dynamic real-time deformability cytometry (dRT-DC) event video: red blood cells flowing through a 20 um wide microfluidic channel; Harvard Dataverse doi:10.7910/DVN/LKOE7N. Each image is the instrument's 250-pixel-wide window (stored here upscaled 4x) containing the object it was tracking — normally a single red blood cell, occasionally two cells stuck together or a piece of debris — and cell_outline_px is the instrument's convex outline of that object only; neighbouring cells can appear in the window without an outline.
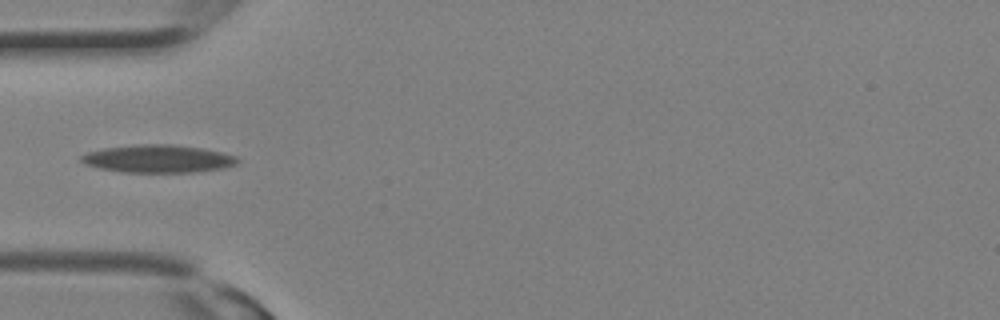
{"species": "Egyptian fruit bat (a non-hibernating species)", "species_latin": "Rousettus aegyptiacus", "temperature_condition": "room temperature", "stored_images_in_passage": 12, "camera_frame_rate_fps": 3000, "um_per_image_px": 0.085, "animal": {"sex": "female"}, "frame": {"image": 1, "passage_image": 9, "time_ms": 2.667, "image_size_px": [1000, 320], "cell_outline_px": [[240, 160], [236, 164], [224, 168], [192, 172], [124, 172], [100, 168], [84, 164], [80, 160], [80, 156], [88, 152], [104, 148], [140, 144], [172, 144], [204, 148], [224, 152], [236, 156]], "centroid_in_image_um": [13.47, 13.49], "position_along_channel_um": 71.5, "area_um2": 25.37}}
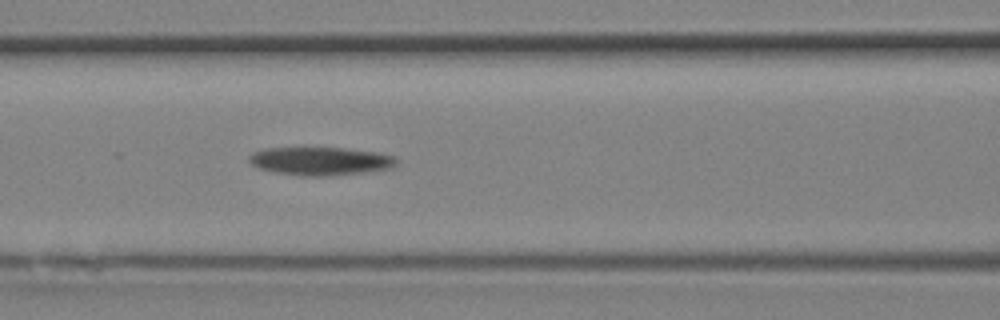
{"frame": {"image": 2, "passage_image": 12, "time_ms": 3.667, "image_size_px": [1000, 320], "cell_outline_px": [[396, 164], [392, 168], [328, 176], [300, 176], [276, 172], [260, 168], [252, 164], [248, 160], [248, 156], [252, 152], [264, 148], [344, 148], [380, 152], [392, 156], [396, 160]], "centroid_in_image_um": [27.21, 13.68], "position_along_channel_um": 139.4, "area_um2": 24.1}}